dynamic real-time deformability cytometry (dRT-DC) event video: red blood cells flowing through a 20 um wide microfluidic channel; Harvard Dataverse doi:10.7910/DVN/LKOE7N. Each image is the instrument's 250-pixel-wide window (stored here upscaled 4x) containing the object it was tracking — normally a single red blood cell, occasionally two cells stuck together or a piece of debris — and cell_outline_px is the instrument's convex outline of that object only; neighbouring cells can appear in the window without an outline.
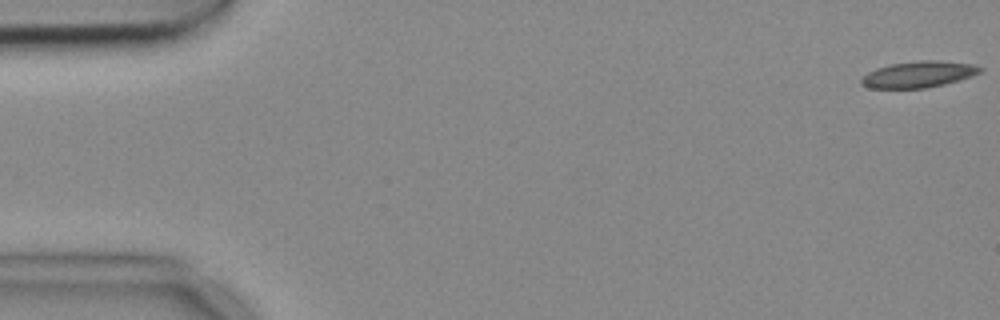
{"species": "common noctule bat (a hibernating species)", "species_latin": "Nyctalus noctula", "temperature_condition": "cold", "stored_images_in_passage": 5, "camera_frame_rate_fps": 3000, "um_per_image_px": 0.085, "animal": {"sex": "female", "body_mass_g": 18.4}, "frame": {"image": 1, "passage_image": 1, "time_ms": 0.0, "image_size_px": [1000, 320], "cell_outline_px": [[984, 68], [980, 72], [960, 80], [944, 84], [924, 88], [868, 88], [860, 84], [860, 80], [868, 72], [876, 68], [888, 64], [920, 60], [936, 60], [972, 64]], "centroid_in_image_um": [78.04, 6.32], "position_along_channel_um": 7.0, "area_um2": 18.21}}
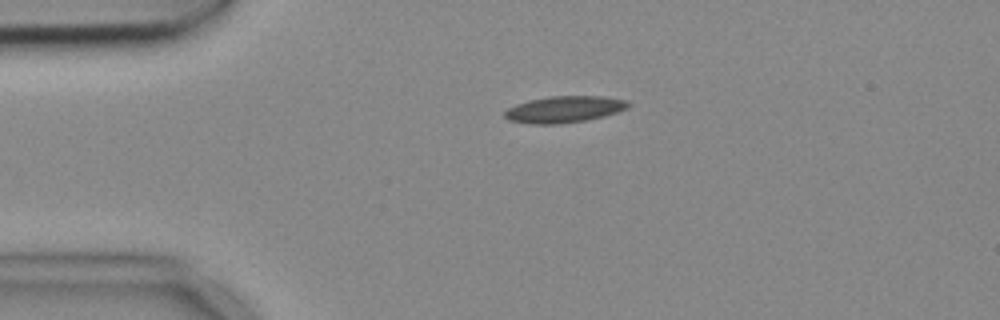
{"frame": {"image": 2, "passage_image": 4, "time_ms": 1.0, "image_size_px": [1000, 320], "cell_outline_px": [[632, 104], [628, 108], [616, 112], [584, 120], [552, 124], [536, 124], [508, 120], [504, 116], [504, 112], [508, 108], [516, 104], [532, 100], [552, 96], [604, 96], [628, 100]], "centroid_in_image_um": [47.99, 9.28], "position_along_channel_um": 37.0, "area_um2": 18.79}}